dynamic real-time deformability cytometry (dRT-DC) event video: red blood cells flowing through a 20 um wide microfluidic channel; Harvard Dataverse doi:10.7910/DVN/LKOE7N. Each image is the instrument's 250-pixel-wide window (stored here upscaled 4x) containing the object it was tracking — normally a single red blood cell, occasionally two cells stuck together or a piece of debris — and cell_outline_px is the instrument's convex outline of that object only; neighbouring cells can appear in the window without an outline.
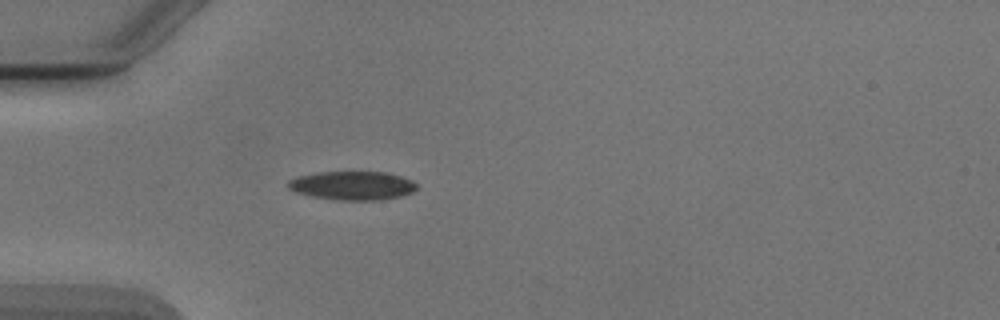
{"species": "Egyptian fruit bat (a non-hibernating species)", "species_latin": "Rousettus aegyptiacus", "temperature_condition": "cold", "stored_images_in_passage": 1, "camera_frame_rate_fps": 3000, "um_per_image_px": 0.085, "animal": {"sex": "male"}, "frame": {"image": 1, "passage_image": 1, "time_ms": 0.0, "image_size_px": [1000, 320], "cell_outline_px": [[416, 188], [412, 192], [400, 196], [380, 200], [340, 200], [312, 196], [296, 192], [288, 188], [288, 180], [296, 176], [316, 172], [384, 172], [400, 176], [412, 180], [416, 184]], "centroid_in_image_um": [29.93, 15.77], "position_along_channel_um": 55.1, "area_um2": 21.44}}